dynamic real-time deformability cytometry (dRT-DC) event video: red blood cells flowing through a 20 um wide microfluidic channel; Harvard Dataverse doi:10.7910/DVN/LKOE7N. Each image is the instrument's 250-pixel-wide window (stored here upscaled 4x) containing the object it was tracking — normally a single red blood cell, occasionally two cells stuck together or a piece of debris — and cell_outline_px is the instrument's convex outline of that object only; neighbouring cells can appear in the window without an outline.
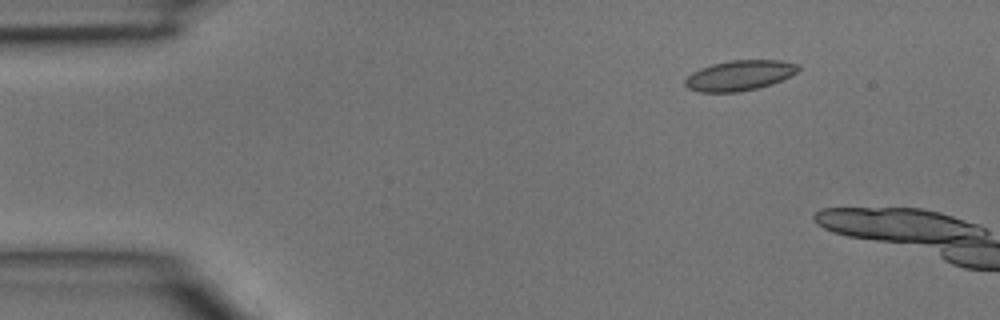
{"species": "common noctule bat (a hibernating species)", "species_latin": "Nyctalus noctula", "temperature_condition": "room temperature", "stored_images_in_passage": 4, "segment_of_instrument_passage": [2, 2], "camera_frame_rate_fps": 3000, "um_per_image_px": 0.085, "animal": {"sex": "male", "body_mass_g": 15.6}, "frame": {"image": 1, "passage_image": 4, "time_ms": 1.0, "image_size_px": [1000, 320], "cell_outline_px": [[800, 68], [796, 72], [772, 84], [756, 88], [736, 92], [700, 92], [688, 88], [684, 84], [684, 80], [692, 72], [700, 68], [712, 64], [728, 60], [780, 60], [796, 64]], "centroid_in_image_um": [62.81, 6.41], "position_along_channel_um": 22.2, "area_um2": 19.77}}